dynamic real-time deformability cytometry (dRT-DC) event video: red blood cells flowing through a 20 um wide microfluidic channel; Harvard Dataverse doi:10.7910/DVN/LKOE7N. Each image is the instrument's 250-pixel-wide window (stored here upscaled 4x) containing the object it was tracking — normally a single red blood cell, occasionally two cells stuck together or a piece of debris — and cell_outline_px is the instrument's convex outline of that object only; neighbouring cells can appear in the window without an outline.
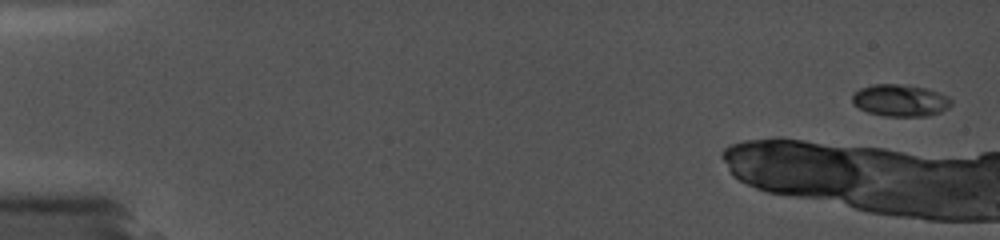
{"species": "common noctule bat (a hibernating species)", "species_latin": "Nyctalus noctula", "temperature_condition": "cold", "stored_images_in_passage": 4, "camera_frame_rate_fps": 5000, "um_per_image_px": 0.085, "animal": {"sex": "female", "body_mass_g": 19.0, "forearm_length_mm": 56.7}, "frame": {"image": 1, "passage_image": 1, "time_ms": 0.0, "image_size_px": [1000, 240], "cell_outline_px": [[952, 104], [948, 108], [940, 112], [928, 116], [884, 116], [868, 112], [860, 108], [852, 100], [852, 92], [860, 88], [872, 84], [904, 84], [928, 88], [940, 92], [948, 96], [952, 100]], "centroid_in_image_um": [76.55, 8.52], "position_along_channel_um": 8.5, "area_um2": 18.67}}